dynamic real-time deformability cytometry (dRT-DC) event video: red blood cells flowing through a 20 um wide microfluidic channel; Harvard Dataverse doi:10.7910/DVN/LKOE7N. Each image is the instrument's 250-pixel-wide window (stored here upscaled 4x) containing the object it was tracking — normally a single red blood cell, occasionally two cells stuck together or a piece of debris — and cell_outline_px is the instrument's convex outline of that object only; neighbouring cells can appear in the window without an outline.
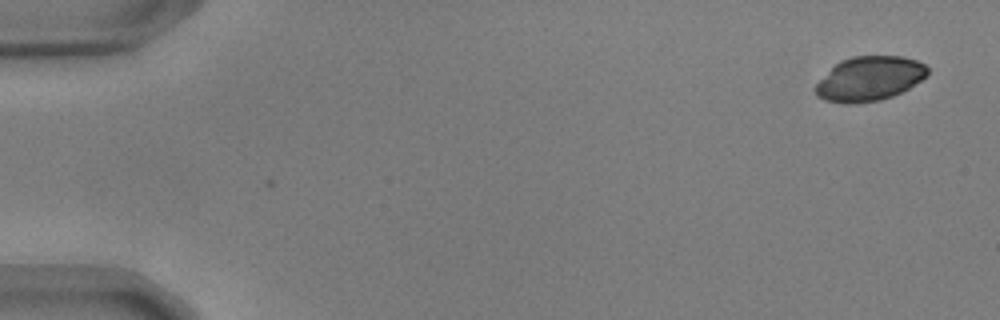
{"species": "common noctule bat (a hibernating species)", "species_latin": "Nyctalus noctula", "temperature_condition": "warm", "stored_images_in_passage": 3, "camera_frame_rate_fps": 3000, "um_per_image_px": 0.085, "animal": {"sex": "male", "body_mass_g": 17.9, "forearm_length_mm": 54.2}, "frame": {"image": 1, "passage_image": 3, "time_ms": 0.667, "image_size_px": [1000, 320], "cell_outline_px": [[928, 76], [908, 88], [892, 96], [880, 100], [852, 104], [848, 104], [824, 100], [816, 96], [816, 84], [840, 60], [852, 56], [900, 56], [916, 60], [924, 64], [928, 68]], "centroid_in_image_um": [73.91, 6.69], "position_along_channel_um": 11.1, "area_um2": 28.84}}